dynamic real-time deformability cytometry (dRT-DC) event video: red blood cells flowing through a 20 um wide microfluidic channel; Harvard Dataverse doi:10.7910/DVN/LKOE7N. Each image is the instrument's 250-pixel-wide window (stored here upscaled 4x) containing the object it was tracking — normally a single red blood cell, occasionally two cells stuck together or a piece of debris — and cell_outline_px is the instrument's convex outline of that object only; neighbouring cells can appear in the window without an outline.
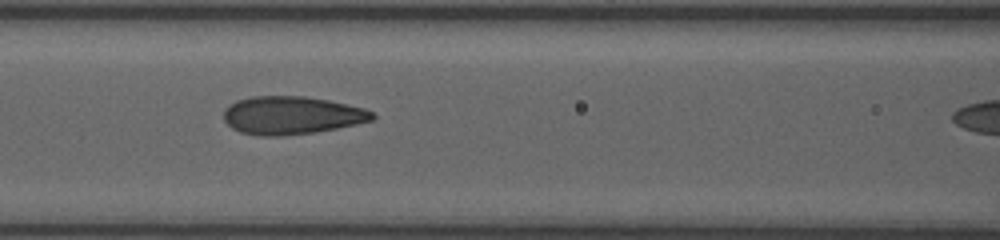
{"species": "human", "species_latin": "Homo sapiens", "temperature_condition": "room temperature", "stored_images_in_passage": 12, "camera_frame_rate_fps": 3000, "um_per_image_px": 0.085, "donor": {"sex": "female"}, "frame": {"image": 1, "passage_image": 7, "time_ms": 4.667, "image_size_px": [1000, 240], "cell_outline_px": [[376, 116], [372, 120], [356, 124], [336, 128], [312, 132], [280, 136], [260, 136], [240, 132], [232, 128], [224, 120], [224, 108], [228, 104], [236, 100], [252, 96], [304, 96], [328, 100], [364, 108], [372, 112]], "centroid_in_image_um": [24.74, 9.79], "position_along_channel_um": 141.9, "area_um2": 32.89}}
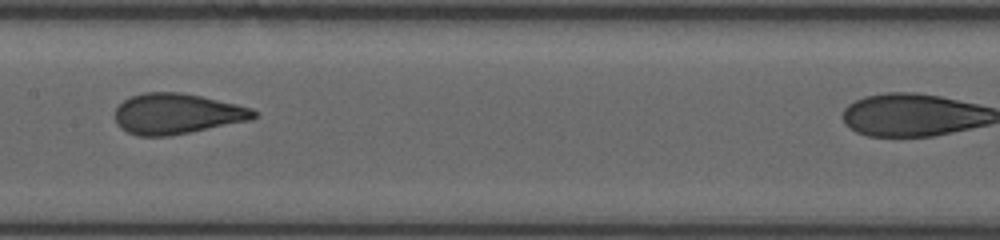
{"frame": {"image": 2, "passage_image": 9, "time_ms": 6.0, "image_size_px": [1000, 240], "cell_outline_px": [[256, 116], [248, 120], [168, 136], [140, 136], [128, 132], [116, 124], [116, 108], [124, 100], [132, 96], [144, 92], [180, 92], [200, 96], [236, 104], [252, 108], [256, 112]], "centroid_in_image_um": [15.0, 9.66], "position_along_channel_um": 192.4, "area_um2": 32.25}}
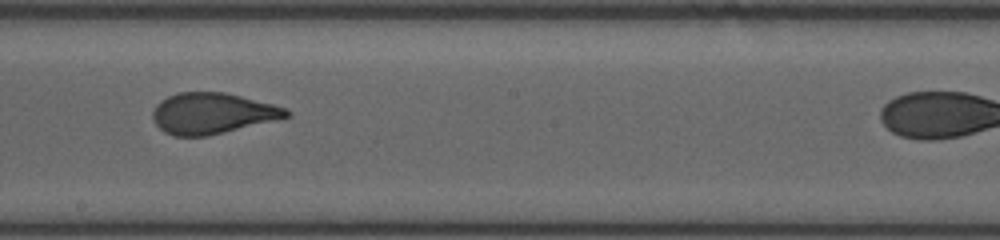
{"frame": {"image": 3, "passage_image": 10, "time_ms": 7.0, "image_size_px": [1000, 240], "cell_outline_px": [[292, 116], [208, 136], [172, 136], [164, 132], [152, 120], [152, 112], [156, 104], [160, 100], [168, 96], [180, 92], [224, 92], [288, 108], [292, 112]], "centroid_in_image_um": [18.04, 9.64], "position_along_channel_um": 230.2, "area_um2": 31.96}}